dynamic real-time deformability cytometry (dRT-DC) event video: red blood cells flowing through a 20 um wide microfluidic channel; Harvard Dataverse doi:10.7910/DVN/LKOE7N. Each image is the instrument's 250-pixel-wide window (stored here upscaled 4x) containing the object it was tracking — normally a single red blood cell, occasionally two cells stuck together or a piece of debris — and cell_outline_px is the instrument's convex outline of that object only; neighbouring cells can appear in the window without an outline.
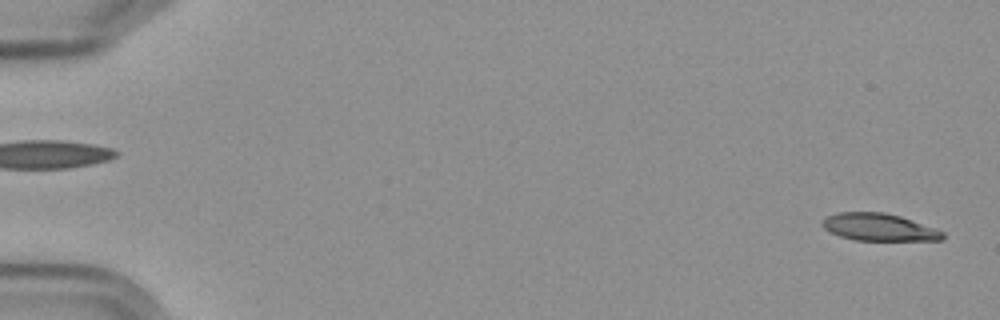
{"species": "Egyptian fruit bat (a non-hibernating species)", "species_latin": "Rousettus aegyptiacus", "temperature_condition": "cold", "stored_images_in_passage": 6, "camera_frame_rate_fps": 3000, "um_per_image_px": 0.085, "frame": {"image": 1, "passage_image": 1, "time_ms": 0.0, "image_size_px": [1000, 320], "cell_outline_px": [[944, 236], [940, 240], [856, 240], [840, 236], [824, 228], [820, 224], [828, 216], [840, 212], [884, 212], [900, 216], [936, 228], [944, 232]], "centroid_in_image_um": [74.73, 19.31], "position_along_channel_um": 10.3, "area_um2": 18.96}}
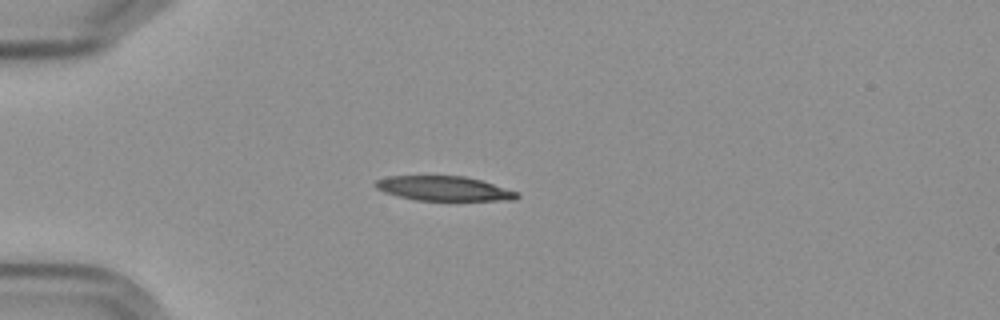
{"frame": {"image": 2, "passage_image": 5, "time_ms": 4.667, "image_size_px": [1000, 320], "cell_outline_px": [[520, 196], [512, 200], [416, 200], [384, 192], [376, 188], [372, 184], [376, 180], [388, 176], [464, 176], [480, 180], [516, 192]], "centroid_in_image_um": [37.66, 16.01], "position_along_channel_um": 47.3, "area_um2": 19.94}}